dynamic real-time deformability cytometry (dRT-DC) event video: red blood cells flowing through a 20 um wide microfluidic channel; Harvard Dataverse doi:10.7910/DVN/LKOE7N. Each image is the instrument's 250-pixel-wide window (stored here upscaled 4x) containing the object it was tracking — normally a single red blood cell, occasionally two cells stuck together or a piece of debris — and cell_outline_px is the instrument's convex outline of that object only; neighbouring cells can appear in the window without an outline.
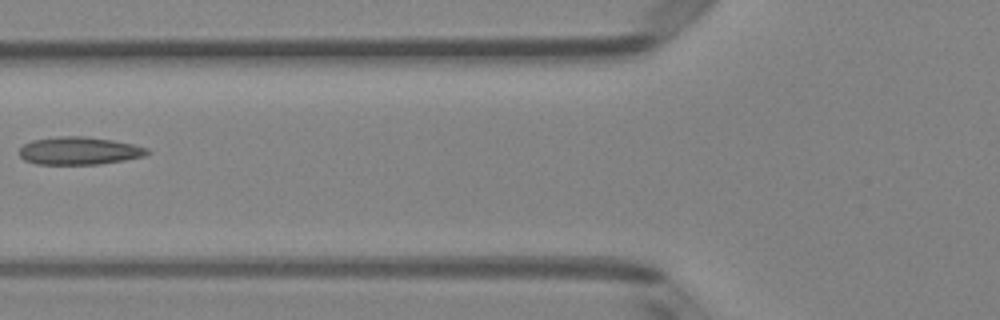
{"species": "Egyptian fruit bat (a non-hibernating species)", "species_latin": "Rousettus aegyptiacus", "temperature_condition": "room temperature", "stored_images_in_passage": 4, "camera_frame_rate_fps": 3000, "um_per_image_px": 0.085, "animal": {"sex": "female"}, "frame": {"image": 1, "passage_image": 4, "time_ms": 1.0, "image_size_px": [1000, 320], "cell_outline_px": [[152, 152], [144, 156], [124, 160], [100, 164], [36, 164], [24, 160], [20, 156], [20, 148], [24, 144], [32, 140], [56, 136], [84, 136], [112, 140], [132, 144], [148, 148]], "centroid_in_image_um": [6.73, 12.81], "position_along_channel_um": 119.1, "area_um2": 20.75}}